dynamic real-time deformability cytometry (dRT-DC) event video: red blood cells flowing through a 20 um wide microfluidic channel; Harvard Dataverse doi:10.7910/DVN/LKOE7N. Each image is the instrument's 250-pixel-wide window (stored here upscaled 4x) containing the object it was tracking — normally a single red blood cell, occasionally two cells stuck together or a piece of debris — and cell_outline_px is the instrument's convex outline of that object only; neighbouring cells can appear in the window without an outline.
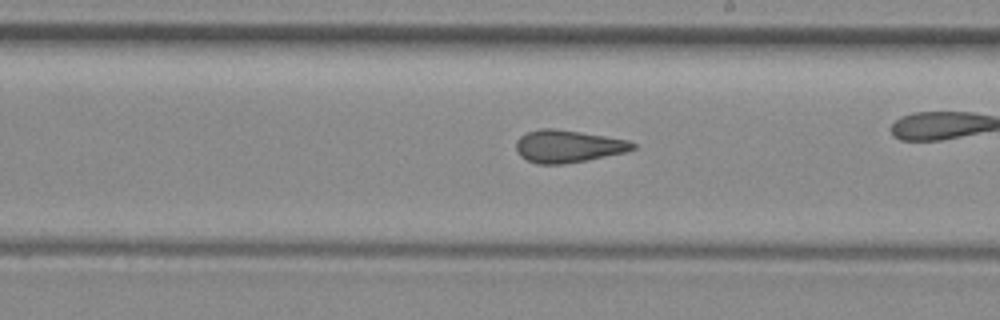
{"species": "common noctule bat (a hibernating species)", "species_latin": "Nyctalus noctula", "temperature_condition": "room temperature", "stored_images_in_passage": 30, "camera_frame_rate_fps": 3000, "um_per_image_px": 0.085, "animal": {"sex": "female", "body_mass_g": 29.2, "forearm_length_mm": 56.3}, "frame": {"image": 1, "passage_image": 18, "time_ms": 5.667, "image_size_px": [1000, 320], "cell_outline_px": [[636, 148], [628, 152], [588, 160], [564, 164], [536, 164], [520, 156], [516, 152], [516, 140], [520, 136], [528, 132], [540, 128], [552, 128], [580, 132], [628, 140], [636, 144]], "centroid_in_image_um": [48.28, 12.44], "position_along_channel_um": 240.7, "area_um2": 22.2}}